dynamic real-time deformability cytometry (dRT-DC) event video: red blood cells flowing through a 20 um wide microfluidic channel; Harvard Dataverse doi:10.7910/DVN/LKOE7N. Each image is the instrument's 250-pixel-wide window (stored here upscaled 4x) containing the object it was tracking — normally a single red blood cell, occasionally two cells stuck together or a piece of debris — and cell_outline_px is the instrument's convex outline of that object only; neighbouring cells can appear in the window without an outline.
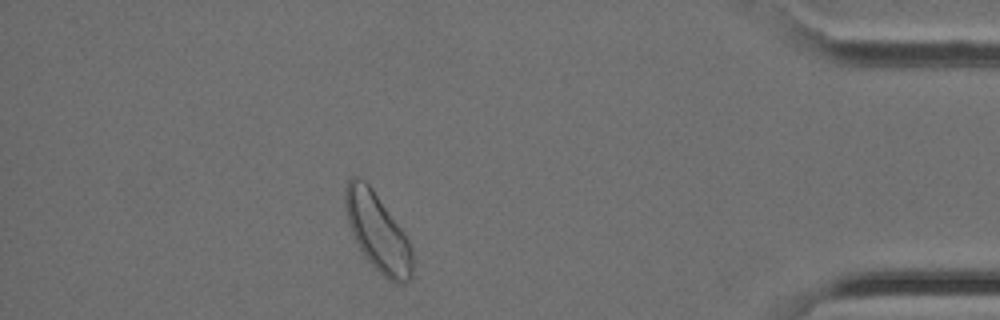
{"species": "Egyptian fruit bat (a non-hibernating species)", "species_latin": "Rousettus aegyptiacus", "temperature_condition": "cold", "stored_images_in_passage": 31, "camera_frame_rate_fps": 3000, "um_per_image_px": 0.085, "animal": {"sex": "female"}, "frame": {"image": 1, "passage_image": 27, "time_ms": 8.667, "image_size_px": [1000, 320], "cell_outline_px": [[412, 280], [404, 284], [396, 284], [388, 280], [364, 256], [348, 224], [344, 204], [344, 188], [348, 180], [352, 176], [360, 176], [372, 188], [400, 228], [408, 240], [412, 252]], "centroid_in_image_um": [32.08, 19.73], "position_along_channel_um": 403.1, "area_um2": 30.29}}